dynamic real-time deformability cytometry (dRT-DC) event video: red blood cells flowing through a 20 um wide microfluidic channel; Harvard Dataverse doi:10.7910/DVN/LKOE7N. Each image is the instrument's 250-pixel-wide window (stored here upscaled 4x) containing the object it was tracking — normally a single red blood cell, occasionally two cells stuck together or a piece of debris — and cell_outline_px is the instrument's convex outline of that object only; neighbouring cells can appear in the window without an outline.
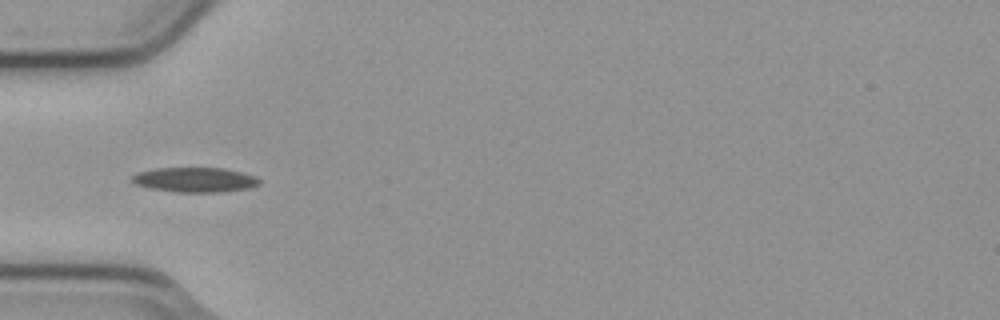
{"species": "common noctule bat (a hibernating species)", "species_latin": "Nyctalus noctula", "temperature_condition": "cold", "stored_images_in_passage": 5, "camera_frame_rate_fps": 3000, "um_per_image_px": 0.085, "animal": {"sex": "male", "body_mass_g": 23.1, "forearm_length_mm": 52.7}, "frame": {"image": 1, "passage_image": 4, "time_ms": 1.0, "image_size_px": [1000, 320], "cell_outline_px": [[260, 184], [252, 188], [220, 192], [176, 192], [148, 188], [132, 184], [128, 180], [136, 172], [156, 168], [224, 168], [256, 176], [260, 180]], "centroid_in_image_um": [16.52, 15.29], "position_along_channel_um": 68.5, "area_um2": 18.73}}
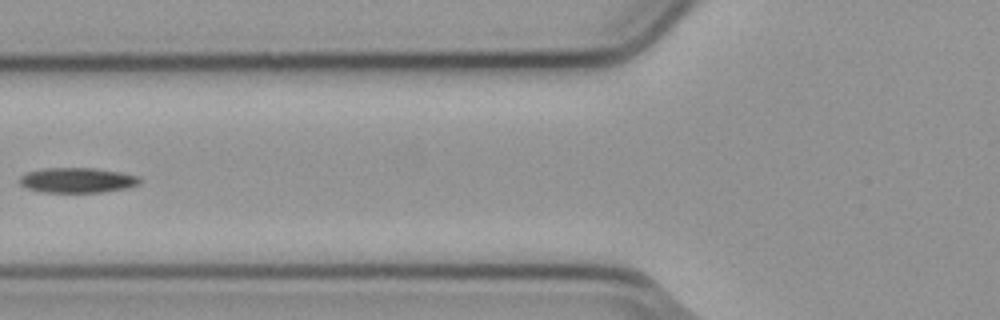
{"frame": {"image": 2, "passage_image": 5, "time_ms": 1.333, "image_size_px": [1000, 320], "cell_outline_px": [[140, 184], [128, 188], [104, 192], [40, 192], [28, 188], [20, 184], [20, 176], [28, 172], [44, 168], [96, 168], [120, 172], [140, 176]], "centroid_in_image_um": [6.61, 15.32], "position_along_channel_um": 119.2, "area_um2": 17.63}}